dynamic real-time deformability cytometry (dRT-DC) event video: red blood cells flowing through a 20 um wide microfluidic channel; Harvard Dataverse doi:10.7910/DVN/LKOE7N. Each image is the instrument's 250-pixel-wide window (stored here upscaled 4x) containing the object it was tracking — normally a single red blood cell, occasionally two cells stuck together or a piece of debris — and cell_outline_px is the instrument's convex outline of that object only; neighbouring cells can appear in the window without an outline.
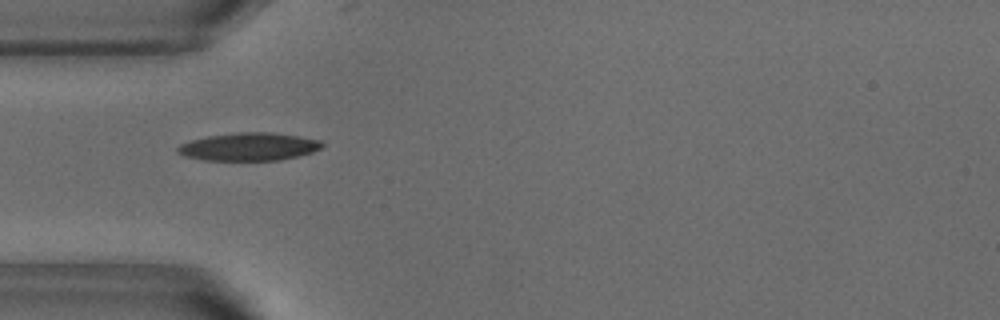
{"species": "common noctule bat (a hibernating species)", "species_latin": "Nyctalus noctula", "temperature_condition": "warm", "stored_images_in_passage": 38, "camera_frame_rate_fps": 3000, "um_per_image_px": 0.085, "animal": {"sex": "male", "body_mass_g": 18.8}, "frame": {"image": 1, "passage_image": 1, "time_ms": 0.0, "image_size_px": [1000, 320], "cell_outline_px": [[324, 144], [320, 148], [312, 152], [280, 160], [204, 160], [184, 156], [176, 152], [176, 148], [180, 144], [192, 140], [208, 136], [240, 132], [272, 132], [300, 136], [320, 140]], "centroid_in_image_um": [21.15, 12.47], "position_along_channel_um": 63.9, "area_um2": 23.41}}
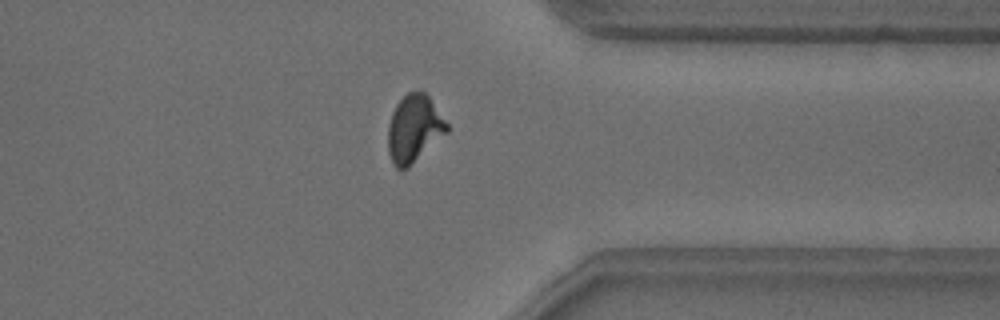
{"frame": {"image": 2, "passage_image": 26, "time_ms": 8.333, "image_size_px": [1000, 320], "cell_outline_px": [[448, 132], [408, 168], [400, 172], [392, 164], [388, 152], [388, 124], [392, 112], [396, 104], [408, 92], [424, 92], [428, 96], [448, 124]], "centroid_in_image_um": [35.17, 10.99], "position_along_channel_um": 376.2, "area_um2": 23.18}}
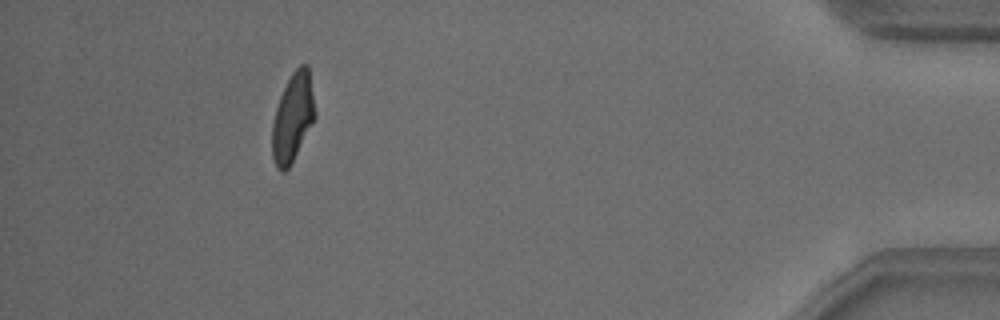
{"frame": {"image": 3, "passage_image": 33, "time_ms": 10.667, "image_size_px": [1000, 320], "cell_outline_px": [[316, 116], [288, 168], [284, 172], [280, 172], [276, 168], [272, 156], [272, 124], [276, 108], [280, 96], [292, 72], [300, 64], [308, 64], [316, 112]], "centroid_in_image_um": [24.88, 9.97], "position_along_channel_um": 410.3, "area_um2": 21.91}, "authors_computed_cell_mechanics": {"area_um2": 22.5998, "velocity_mm_per_s": 3.8273, "shape_relaxation_time_tau1_ms": 5.2767, "shape_relaxation_time_tau2_ms": 1.3916, "deformation_change_tau1": 0.1984, "deformation_change_tau2": 0.0724}}